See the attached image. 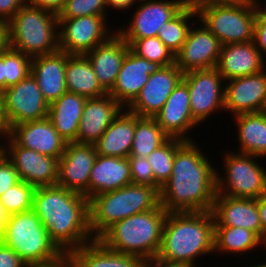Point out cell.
<instances>
[{
  "label": "cell",
  "instance_id": "obj_1",
  "mask_svg": "<svg viewBox=\"0 0 266 267\" xmlns=\"http://www.w3.org/2000/svg\"><path fill=\"white\" fill-rule=\"evenodd\" d=\"M196 142L186 141L175 153L171 177L159 192L167 212L211 211L216 196V169Z\"/></svg>",
  "mask_w": 266,
  "mask_h": 267
},
{
  "label": "cell",
  "instance_id": "obj_2",
  "mask_svg": "<svg viewBox=\"0 0 266 267\" xmlns=\"http://www.w3.org/2000/svg\"><path fill=\"white\" fill-rule=\"evenodd\" d=\"M32 210L64 255L95 240L89 228L88 198L83 195L58 185L35 188Z\"/></svg>",
  "mask_w": 266,
  "mask_h": 267
},
{
  "label": "cell",
  "instance_id": "obj_3",
  "mask_svg": "<svg viewBox=\"0 0 266 267\" xmlns=\"http://www.w3.org/2000/svg\"><path fill=\"white\" fill-rule=\"evenodd\" d=\"M214 251V218L211 211L168 212L157 259L195 267L197 257Z\"/></svg>",
  "mask_w": 266,
  "mask_h": 267
},
{
  "label": "cell",
  "instance_id": "obj_4",
  "mask_svg": "<svg viewBox=\"0 0 266 267\" xmlns=\"http://www.w3.org/2000/svg\"><path fill=\"white\" fill-rule=\"evenodd\" d=\"M167 211L155 209L135 214L113 223L97 239L108 249L144 259L158 254Z\"/></svg>",
  "mask_w": 266,
  "mask_h": 267
},
{
  "label": "cell",
  "instance_id": "obj_5",
  "mask_svg": "<svg viewBox=\"0 0 266 267\" xmlns=\"http://www.w3.org/2000/svg\"><path fill=\"white\" fill-rule=\"evenodd\" d=\"M159 192L151 186L128 184L88 199L89 228L97 239L113 223L155 209Z\"/></svg>",
  "mask_w": 266,
  "mask_h": 267
},
{
  "label": "cell",
  "instance_id": "obj_6",
  "mask_svg": "<svg viewBox=\"0 0 266 267\" xmlns=\"http://www.w3.org/2000/svg\"><path fill=\"white\" fill-rule=\"evenodd\" d=\"M58 29L57 14L26 3L9 21L10 47L31 58L55 53Z\"/></svg>",
  "mask_w": 266,
  "mask_h": 267
},
{
  "label": "cell",
  "instance_id": "obj_7",
  "mask_svg": "<svg viewBox=\"0 0 266 267\" xmlns=\"http://www.w3.org/2000/svg\"><path fill=\"white\" fill-rule=\"evenodd\" d=\"M0 240L13 249L28 267L53 264L64 256L32 209L11 214Z\"/></svg>",
  "mask_w": 266,
  "mask_h": 267
},
{
  "label": "cell",
  "instance_id": "obj_8",
  "mask_svg": "<svg viewBox=\"0 0 266 267\" xmlns=\"http://www.w3.org/2000/svg\"><path fill=\"white\" fill-rule=\"evenodd\" d=\"M255 15L256 0H242L205 7L197 12L196 18L226 45L254 40Z\"/></svg>",
  "mask_w": 266,
  "mask_h": 267
},
{
  "label": "cell",
  "instance_id": "obj_9",
  "mask_svg": "<svg viewBox=\"0 0 266 267\" xmlns=\"http://www.w3.org/2000/svg\"><path fill=\"white\" fill-rule=\"evenodd\" d=\"M248 153L227 152L225 177L216 172V195L258 199L266 193V170ZM227 189V190H226Z\"/></svg>",
  "mask_w": 266,
  "mask_h": 267
},
{
  "label": "cell",
  "instance_id": "obj_10",
  "mask_svg": "<svg viewBox=\"0 0 266 267\" xmlns=\"http://www.w3.org/2000/svg\"><path fill=\"white\" fill-rule=\"evenodd\" d=\"M4 133L13 125L48 117L49 104L30 74L2 93Z\"/></svg>",
  "mask_w": 266,
  "mask_h": 267
},
{
  "label": "cell",
  "instance_id": "obj_11",
  "mask_svg": "<svg viewBox=\"0 0 266 267\" xmlns=\"http://www.w3.org/2000/svg\"><path fill=\"white\" fill-rule=\"evenodd\" d=\"M106 18V16L58 18L61 28L59 50L70 55H85L105 42L113 34L107 27Z\"/></svg>",
  "mask_w": 266,
  "mask_h": 267
},
{
  "label": "cell",
  "instance_id": "obj_12",
  "mask_svg": "<svg viewBox=\"0 0 266 267\" xmlns=\"http://www.w3.org/2000/svg\"><path fill=\"white\" fill-rule=\"evenodd\" d=\"M182 81L189 89L190 110L198 124L224 109V79L216 67L184 73Z\"/></svg>",
  "mask_w": 266,
  "mask_h": 267
},
{
  "label": "cell",
  "instance_id": "obj_13",
  "mask_svg": "<svg viewBox=\"0 0 266 267\" xmlns=\"http://www.w3.org/2000/svg\"><path fill=\"white\" fill-rule=\"evenodd\" d=\"M3 138L9 141L7 147L3 144L2 152L12 162L20 180L34 188L57 185L58 158L18 146L6 133Z\"/></svg>",
  "mask_w": 266,
  "mask_h": 267
},
{
  "label": "cell",
  "instance_id": "obj_14",
  "mask_svg": "<svg viewBox=\"0 0 266 267\" xmlns=\"http://www.w3.org/2000/svg\"><path fill=\"white\" fill-rule=\"evenodd\" d=\"M96 157L94 144L67 143L58 161L57 185L88 198L89 177Z\"/></svg>",
  "mask_w": 266,
  "mask_h": 267
},
{
  "label": "cell",
  "instance_id": "obj_15",
  "mask_svg": "<svg viewBox=\"0 0 266 267\" xmlns=\"http://www.w3.org/2000/svg\"><path fill=\"white\" fill-rule=\"evenodd\" d=\"M183 75L176 64L161 67L149 76L148 82L126 109L139 117L154 118L175 87L183 80Z\"/></svg>",
  "mask_w": 266,
  "mask_h": 267
},
{
  "label": "cell",
  "instance_id": "obj_16",
  "mask_svg": "<svg viewBox=\"0 0 266 267\" xmlns=\"http://www.w3.org/2000/svg\"><path fill=\"white\" fill-rule=\"evenodd\" d=\"M134 12L130 24L116 32L123 39L156 37L159 28L171 20L183 7V0H145Z\"/></svg>",
  "mask_w": 266,
  "mask_h": 267
},
{
  "label": "cell",
  "instance_id": "obj_17",
  "mask_svg": "<svg viewBox=\"0 0 266 267\" xmlns=\"http://www.w3.org/2000/svg\"><path fill=\"white\" fill-rule=\"evenodd\" d=\"M200 28H189L185 43L175 55V64L183 72L216 67L222 44L201 23Z\"/></svg>",
  "mask_w": 266,
  "mask_h": 267
},
{
  "label": "cell",
  "instance_id": "obj_18",
  "mask_svg": "<svg viewBox=\"0 0 266 267\" xmlns=\"http://www.w3.org/2000/svg\"><path fill=\"white\" fill-rule=\"evenodd\" d=\"M265 71L266 68L256 74L228 80L224 87V111H230L234 116L263 112L266 106Z\"/></svg>",
  "mask_w": 266,
  "mask_h": 267
},
{
  "label": "cell",
  "instance_id": "obj_19",
  "mask_svg": "<svg viewBox=\"0 0 266 267\" xmlns=\"http://www.w3.org/2000/svg\"><path fill=\"white\" fill-rule=\"evenodd\" d=\"M6 134L18 145L60 159L67 142L48 117L13 125Z\"/></svg>",
  "mask_w": 266,
  "mask_h": 267
},
{
  "label": "cell",
  "instance_id": "obj_20",
  "mask_svg": "<svg viewBox=\"0 0 266 267\" xmlns=\"http://www.w3.org/2000/svg\"><path fill=\"white\" fill-rule=\"evenodd\" d=\"M161 65L147 61L128 50L113 87L108 94L126 108Z\"/></svg>",
  "mask_w": 266,
  "mask_h": 267
},
{
  "label": "cell",
  "instance_id": "obj_21",
  "mask_svg": "<svg viewBox=\"0 0 266 267\" xmlns=\"http://www.w3.org/2000/svg\"><path fill=\"white\" fill-rule=\"evenodd\" d=\"M154 119L170 138L193 141L186 133L198 123L192 117L189 89L183 81L175 87Z\"/></svg>",
  "mask_w": 266,
  "mask_h": 267
},
{
  "label": "cell",
  "instance_id": "obj_22",
  "mask_svg": "<svg viewBox=\"0 0 266 267\" xmlns=\"http://www.w3.org/2000/svg\"><path fill=\"white\" fill-rule=\"evenodd\" d=\"M211 213L214 226L245 228L254 232L262 240L257 199L216 195Z\"/></svg>",
  "mask_w": 266,
  "mask_h": 267
},
{
  "label": "cell",
  "instance_id": "obj_23",
  "mask_svg": "<svg viewBox=\"0 0 266 267\" xmlns=\"http://www.w3.org/2000/svg\"><path fill=\"white\" fill-rule=\"evenodd\" d=\"M123 109L108 93L87 98L79 122L77 143L94 144Z\"/></svg>",
  "mask_w": 266,
  "mask_h": 267
},
{
  "label": "cell",
  "instance_id": "obj_24",
  "mask_svg": "<svg viewBox=\"0 0 266 267\" xmlns=\"http://www.w3.org/2000/svg\"><path fill=\"white\" fill-rule=\"evenodd\" d=\"M265 64L264 55L256 48L255 42L251 41L222 45L216 68L227 81L259 73L265 69Z\"/></svg>",
  "mask_w": 266,
  "mask_h": 267
},
{
  "label": "cell",
  "instance_id": "obj_25",
  "mask_svg": "<svg viewBox=\"0 0 266 267\" xmlns=\"http://www.w3.org/2000/svg\"><path fill=\"white\" fill-rule=\"evenodd\" d=\"M129 49L123 38L113 31L105 42L84 55L90 61L99 83L107 92L113 87Z\"/></svg>",
  "mask_w": 266,
  "mask_h": 267
},
{
  "label": "cell",
  "instance_id": "obj_26",
  "mask_svg": "<svg viewBox=\"0 0 266 267\" xmlns=\"http://www.w3.org/2000/svg\"><path fill=\"white\" fill-rule=\"evenodd\" d=\"M70 54L58 50L55 53L40 55L31 59V75L50 105L67 92L65 69Z\"/></svg>",
  "mask_w": 266,
  "mask_h": 267
},
{
  "label": "cell",
  "instance_id": "obj_27",
  "mask_svg": "<svg viewBox=\"0 0 266 267\" xmlns=\"http://www.w3.org/2000/svg\"><path fill=\"white\" fill-rule=\"evenodd\" d=\"M131 184L128 158L97 155L88 185V199Z\"/></svg>",
  "mask_w": 266,
  "mask_h": 267
},
{
  "label": "cell",
  "instance_id": "obj_28",
  "mask_svg": "<svg viewBox=\"0 0 266 267\" xmlns=\"http://www.w3.org/2000/svg\"><path fill=\"white\" fill-rule=\"evenodd\" d=\"M94 143L97 155L128 158L133 144L135 113L125 109ZM124 112V113H123Z\"/></svg>",
  "mask_w": 266,
  "mask_h": 267
},
{
  "label": "cell",
  "instance_id": "obj_29",
  "mask_svg": "<svg viewBox=\"0 0 266 267\" xmlns=\"http://www.w3.org/2000/svg\"><path fill=\"white\" fill-rule=\"evenodd\" d=\"M66 256L76 267H140L143 262L137 255L106 248L98 239L69 251Z\"/></svg>",
  "mask_w": 266,
  "mask_h": 267
},
{
  "label": "cell",
  "instance_id": "obj_30",
  "mask_svg": "<svg viewBox=\"0 0 266 267\" xmlns=\"http://www.w3.org/2000/svg\"><path fill=\"white\" fill-rule=\"evenodd\" d=\"M87 98L76 93L65 92L49 105L48 118L54 129L67 142H77L79 122Z\"/></svg>",
  "mask_w": 266,
  "mask_h": 267
},
{
  "label": "cell",
  "instance_id": "obj_31",
  "mask_svg": "<svg viewBox=\"0 0 266 267\" xmlns=\"http://www.w3.org/2000/svg\"><path fill=\"white\" fill-rule=\"evenodd\" d=\"M67 92L86 98L101 97L108 92L101 86L90 61L84 55H71L65 69Z\"/></svg>",
  "mask_w": 266,
  "mask_h": 267
},
{
  "label": "cell",
  "instance_id": "obj_32",
  "mask_svg": "<svg viewBox=\"0 0 266 267\" xmlns=\"http://www.w3.org/2000/svg\"><path fill=\"white\" fill-rule=\"evenodd\" d=\"M237 122L240 153L266 156V112L245 113L234 116Z\"/></svg>",
  "mask_w": 266,
  "mask_h": 267
},
{
  "label": "cell",
  "instance_id": "obj_33",
  "mask_svg": "<svg viewBox=\"0 0 266 267\" xmlns=\"http://www.w3.org/2000/svg\"><path fill=\"white\" fill-rule=\"evenodd\" d=\"M169 138L154 118L135 114V131L129 157L147 158Z\"/></svg>",
  "mask_w": 266,
  "mask_h": 267
},
{
  "label": "cell",
  "instance_id": "obj_34",
  "mask_svg": "<svg viewBox=\"0 0 266 267\" xmlns=\"http://www.w3.org/2000/svg\"><path fill=\"white\" fill-rule=\"evenodd\" d=\"M261 244L262 240L251 230L241 227L214 226V251L238 254L251 251Z\"/></svg>",
  "mask_w": 266,
  "mask_h": 267
},
{
  "label": "cell",
  "instance_id": "obj_35",
  "mask_svg": "<svg viewBox=\"0 0 266 267\" xmlns=\"http://www.w3.org/2000/svg\"><path fill=\"white\" fill-rule=\"evenodd\" d=\"M197 13L184 6L171 20L164 23L158 31L160 41L176 55L185 43L189 28L188 20Z\"/></svg>",
  "mask_w": 266,
  "mask_h": 267
},
{
  "label": "cell",
  "instance_id": "obj_36",
  "mask_svg": "<svg viewBox=\"0 0 266 267\" xmlns=\"http://www.w3.org/2000/svg\"><path fill=\"white\" fill-rule=\"evenodd\" d=\"M185 142L182 139L169 138L147 156L154 175V182L160 188L171 177L175 153Z\"/></svg>",
  "mask_w": 266,
  "mask_h": 267
},
{
  "label": "cell",
  "instance_id": "obj_37",
  "mask_svg": "<svg viewBox=\"0 0 266 267\" xmlns=\"http://www.w3.org/2000/svg\"><path fill=\"white\" fill-rule=\"evenodd\" d=\"M130 50L147 61L155 62L162 67L175 64V55L156 37L144 39H123Z\"/></svg>",
  "mask_w": 266,
  "mask_h": 267
},
{
  "label": "cell",
  "instance_id": "obj_38",
  "mask_svg": "<svg viewBox=\"0 0 266 267\" xmlns=\"http://www.w3.org/2000/svg\"><path fill=\"white\" fill-rule=\"evenodd\" d=\"M31 59L11 47L4 52V90L31 74Z\"/></svg>",
  "mask_w": 266,
  "mask_h": 267
},
{
  "label": "cell",
  "instance_id": "obj_39",
  "mask_svg": "<svg viewBox=\"0 0 266 267\" xmlns=\"http://www.w3.org/2000/svg\"><path fill=\"white\" fill-rule=\"evenodd\" d=\"M35 188L24 181H20L0 196V203L5 211L11 215L32 209Z\"/></svg>",
  "mask_w": 266,
  "mask_h": 267
},
{
  "label": "cell",
  "instance_id": "obj_40",
  "mask_svg": "<svg viewBox=\"0 0 266 267\" xmlns=\"http://www.w3.org/2000/svg\"><path fill=\"white\" fill-rule=\"evenodd\" d=\"M106 0H66L57 18L106 16Z\"/></svg>",
  "mask_w": 266,
  "mask_h": 267
},
{
  "label": "cell",
  "instance_id": "obj_41",
  "mask_svg": "<svg viewBox=\"0 0 266 267\" xmlns=\"http://www.w3.org/2000/svg\"><path fill=\"white\" fill-rule=\"evenodd\" d=\"M131 171V183L148 185L160 192V187L154 182V175L147 158L128 157Z\"/></svg>",
  "mask_w": 266,
  "mask_h": 267
},
{
  "label": "cell",
  "instance_id": "obj_42",
  "mask_svg": "<svg viewBox=\"0 0 266 267\" xmlns=\"http://www.w3.org/2000/svg\"><path fill=\"white\" fill-rule=\"evenodd\" d=\"M17 170L12 162L1 151L0 153V196L9 188L20 182Z\"/></svg>",
  "mask_w": 266,
  "mask_h": 267
},
{
  "label": "cell",
  "instance_id": "obj_43",
  "mask_svg": "<svg viewBox=\"0 0 266 267\" xmlns=\"http://www.w3.org/2000/svg\"><path fill=\"white\" fill-rule=\"evenodd\" d=\"M261 7V2L256 0V15L253 41L255 42L256 48L263 55L264 53H266V6L265 8Z\"/></svg>",
  "mask_w": 266,
  "mask_h": 267
},
{
  "label": "cell",
  "instance_id": "obj_44",
  "mask_svg": "<svg viewBox=\"0 0 266 267\" xmlns=\"http://www.w3.org/2000/svg\"><path fill=\"white\" fill-rule=\"evenodd\" d=\"M0 267H28L22 258L0 240Z\"/></svg>",
  "mask_w": 266,
  "mask_h": 267
},
{
  "label": "cell",
  "instance_id": "obj_45",
  "mask_svg": "<svg viewBox=\"0 0 266 267\" xmlns=\"http://www.w3.org/2000/svg\"><path fill=\"white\" fill-rule=\"evenodd\" d=\"M26 3L27 0H0V18L9 22Z\"/></svg>",
  "mask_w": 266,
  "mask_h": 267
},
{
  "label": "cell",
  "instance_id": "obj_46",
  "mask_svg": "<svg viewBox=\"0 0 266 267\" xmlns=\"http://www.w3.org/2000/svg\"><path fill=\"white\" fill-rule=\"evenodd\" d=\"M242 0H183L184 6L190 8L194 12H198L201 9L212 6V5H222V4H232Z\"/></svg>",
  "mask_w": 266,
  "mask_h": 267
},
{
  "label": "cell",
  "instance_id": "obj_47",
  "mask_svg": "<svg viewBox=\"0 0 266 267\" xmlns=\"http://www.w3.org/2000/svg\"><path fill=\"white\" fill-rule=\"evenodd\" d=\"M66 0H27V3L58 15Z\"/></svg>",
  "mask_w": 266,
  "mask_h": 267
},
{
  "label": "cell",
  "instance_id": "obj_48",
  "mask_svg": "<svg viewBox=\"0 0 266 267\" xmlns=\"http://www.w3.org/2000/svg\"><path fill=\"white\" fill-rule=\"evenodd\" d=\"M9 47V22L0 18V55H2Z\"/></svg>",
  "mask_w": 266,
  "mask_h": 267
},
{
  "label": "cell",
  "instance_id": "obj_49",
  "mask_svg": "<svg viewBox=\"0 0 266 267\" xmlns=\"http://www.w3.org/2000/svg\"><path fill=\"white\" fill-rule=\"evenodd\" d=\"M258 212L262 225V239L266 232V193L257 199Z\"/></svg>",
  "mask_w": 266,
  "mask_h": 267
},
{
  "label": "cell",
  "instance_id": "obj_50",
  "mask_svg": "<svg viewBox=\"0 0 266 267\" xmlns=\"http://www.w3.org/2000/svg\"><path fill=\"white\" fill-rule=\"evenodd\" d=\"M140 267H187V266L181 264L163 262L155 257L150 259H144Z\"/></svg>",
  "mask_w": 266,
  "mask_h": 267
},
{
  "label": "cell",
  "instance_id": "obj_51",
  "mask_svg": "<svg viewBox=\"0 0 266 267\" xmlns=\"http://www.w3.org/2000/svg\"><path fill=\"white\" fill-rule=\"evenodd\" d=\"M137 0H106L107 7L113 6L112 8L124 10L131 7V5L136 4Z\"/></svg>",
  "mask_w": 266,
  "mask_h": 267
},
{
  "label": "cell",
  "instance_id": "obj_52",
  "mask_svg": "<svg viewBox=\"0 0 266 267\" xmlns=\"http://www.w3.org/2000/svg\"><path fill=\"white\" fill-rule=\"evenodd\" d=\"M9 214L5 211L4 207L0 203V235L5 231L8 220H9Z\"/></svg>",
  "mask_w": 266,
  "mask_h": 267
},
{
  "label": "cell",
  "instance_id": "obj_53",
  "mask_svg": "<svg viewBox=\"0 0 266 267\" xmlns=\"http://www.w3.org/2000/svg\"><path fill=\"white\" fill-rule=\"evenodd\" d=\"M41 267H76L72 261L64 255L58 262Z\"/></svg>",
  "mask_w": 266,
  "mask_h": 267
},
{
  "label": "cell",
  "instance_id": "obj_54",
  "mask_svg": "<svg viewBox=\"0 0 266 267\" xmlns=\"http://www.w3.org/2000/svg\"><path fill=\"white\" fill-rule=\"evenodd\" d=\"M0 91L4 92V53L0 55Z\"/></svg>",
  "mask_w": 266,
  "mask_h": 267
},
{
  "label": "cell",
  "instance_id": "obj_55",
  "mask_svg": "<svg viewBox=\"0 0 266 267\" xmlns=\"http://www.w3.org/2000/svg\"><path fill=\"white\" fill-rule=\"evenodd\" d=\"M0 130L4 133L2 92L0 91Z\"/></svg>",
  "mask_w": 266,
  "mask_h": 267
},
{
  "label": "cell",
  "instance_id": "obj_56",
  "mask_svg": "<svg viewBox=\"0 0 266 267\" xmlns=\"http://www.w3.org/2000/svg\"><path fill=\"white\" fill-rule=\"evenodd\" d=\"M262 245L266 247V232H265L264 237L262 239Z\"/></svg>",
  "mask_w": 266,
  "mask_h": 267
},
{
  "label": "cell",
  "instance_id": "obj_57",
  "mask_svg": "<svg viewBox=\"0 0 266 267\" xmlns=\"http://www.w3.org/2000/svg\"><path fill=\"white\" fill-rule=\"evenodd\" d=\"M251 267H266V262H264L263 264H257V265H253V266H251Z\"/></svg>",
  "mask_w": 266,
  "mask_h": 267
},
{
  "label": "cell",
  "instance_id": "obj_58",
  "mask_svg": "<svg viewBox=\"0 0 266 267\" xmlns=\"http://www.w3.org/2000/svg\"><path fill=\"white\" fill-rule=\"evenodd\" d=\"M3 134H4V133L0 130V135H1L0 137H3Z\"/></svg>",
  "mask_w": 266,
  "mask_h": 267
},
{
  "label": "cell",
  "instance_id": "obj_59",
  "mask_svg": "<svg viewBox=\"0 0 266 267\" xmlns=\"http://www.w3.org/2000/svg\"><path fill=\"white\" fill-rule=\"evenodd\" d=\"M0 144H2L1 141H0ZM1 151H2V145H0V153H1Z\"/></svg>",
  "mask_w": 266,
  "mask_h": 267
}]
</instances>
